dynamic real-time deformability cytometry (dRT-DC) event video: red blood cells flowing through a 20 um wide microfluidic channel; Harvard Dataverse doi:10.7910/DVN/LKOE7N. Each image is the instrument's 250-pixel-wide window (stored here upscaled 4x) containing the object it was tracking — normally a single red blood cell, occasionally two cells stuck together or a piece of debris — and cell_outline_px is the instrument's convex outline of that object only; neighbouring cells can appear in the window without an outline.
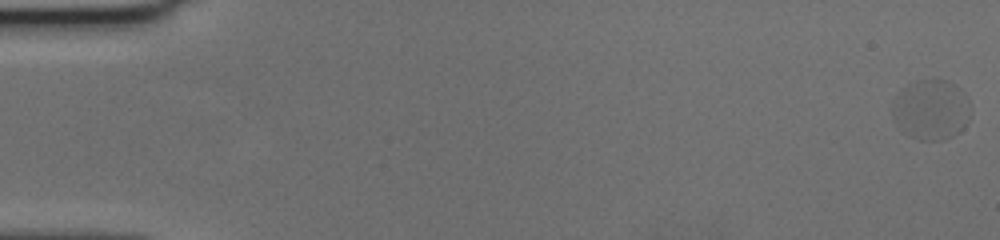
{"species": "human", "species_latin": "Homo sapiens", "temperature_condition": "cold", "stored_images_in_passage": 51, "camera_frame_rate_fps": 3000, "um_per_image_px": 0.085, "donor": {"sex": "female"}, "frame": {"image": 1, "passage_image": 1, "time_ms": 0.0, "image_size_px": [1000, 240], "cell_outline_px": [[968, 120], [960, 132], [944, 140], [920, 140], [908, 136], [900, 128], [892, 116], [892, 100], [900, 88], [916, 80], [936, 76], [948, 80], [956, 84], [964, 92], [968, 100]], "centroid_in_image_um": [79.11, 9.27], "position_along_channel_um": 5.9, "area_um2": 28.15}}
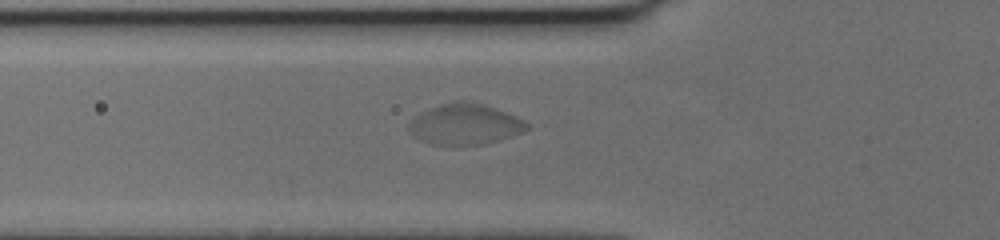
{"frame": {"image": 2, "passage_image": 22, "time_ms": 7.0, "image_size_px": [1000, 240], "cell_outline_px": [[528, 128], [524, 132], [500, 140], [484, 144], [428, 144], [412, 136], [408, 132], [408, 120], [420, 112], [428, 108], [440, 104], [456, 100], [472, 100], [496, 108], [516, 116], [524, 120], [528, 124]], "centroid_in_image_um": [39.48, 10.54], "position_along_channel_um": 86.3, "area_um2": 28.55}}
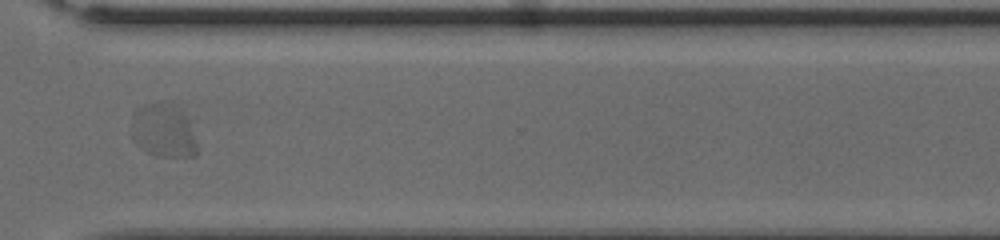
{"frame": {"image": 3, "passage_image": 44, "time_ms": 14.333, "image_size_px": [1000, 240], "cell_outline_px": [[196, 156], [160, 156], [148, 152], [136, 144], [132, 140], [132, 116], [136, 108], [144, 104], [164, 100], [168, 100], [176, 104], [188, 116], [196, 148]], "centroid_in_image_um": [13.87, 11.03], "position_along_channel_um": 356.7, "area_um2": 20.81}}